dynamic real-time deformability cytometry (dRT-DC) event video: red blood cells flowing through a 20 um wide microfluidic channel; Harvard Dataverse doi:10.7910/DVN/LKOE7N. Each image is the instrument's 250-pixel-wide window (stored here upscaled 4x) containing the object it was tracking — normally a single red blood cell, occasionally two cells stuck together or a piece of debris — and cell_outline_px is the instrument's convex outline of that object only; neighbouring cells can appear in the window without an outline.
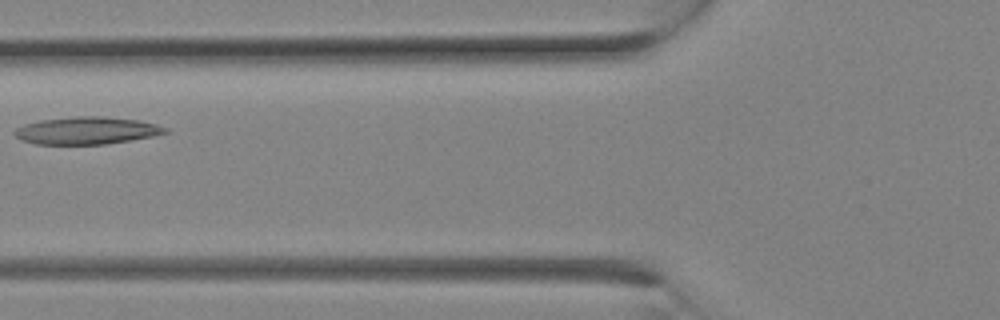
{"species": "Egyptian fruit bat (a non-hibernating species)", "species_latin": "Rousettus aegyptiacus", "temperature_condition": "room temperature", "stored_images_in_passage": 11, "camera_frame_rate_fps": 3000, "um_per_image_px": 0.085, "animal": {"sex": "female"}, "frame": {"image": 1, "passage_image": 7, "time_ms": 2.0, "image_size_px": [1000, 320], "cell_outline_px": [[168, 132], [152, 136], [104, 144], [36, 144], [24, 140], [16, 136], [12, 132], [16, 128], [24, 124], [40, 120], [76, 116], [104, 116], [140, 120], [156, 124], [168, 128]], "centroid_in_image_um": [7.37, 11.08], "position_along_channel_um": 118.4, "area_um2": 23.93}}
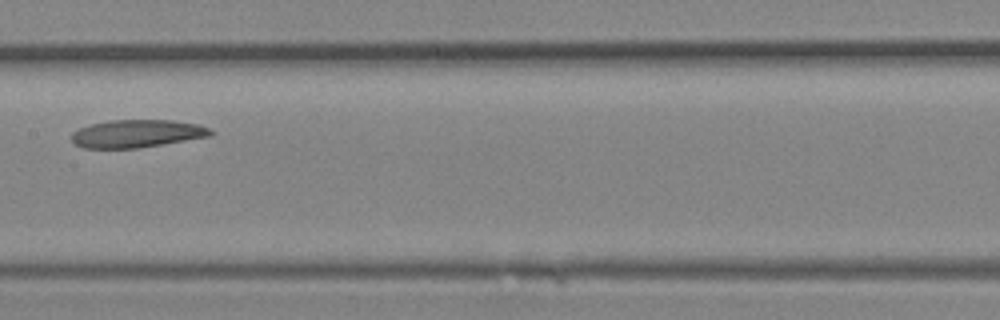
{"frame": {"image": 2, "passage_image": 10, "time_ms": 3.0, "image_size_px": [1000, 320], "cell_outline_px": [[216, 132], [212, 136], [136, 148], [84, 148], [76, 144], [72, 140], [72, 132], [88, 124], [108, 120], [172, 120], [200, 124]], "centroid_in_image_um": [11.66, 11.34], "position_along_channel_um": 195.7, "area_um2": 22.6}}